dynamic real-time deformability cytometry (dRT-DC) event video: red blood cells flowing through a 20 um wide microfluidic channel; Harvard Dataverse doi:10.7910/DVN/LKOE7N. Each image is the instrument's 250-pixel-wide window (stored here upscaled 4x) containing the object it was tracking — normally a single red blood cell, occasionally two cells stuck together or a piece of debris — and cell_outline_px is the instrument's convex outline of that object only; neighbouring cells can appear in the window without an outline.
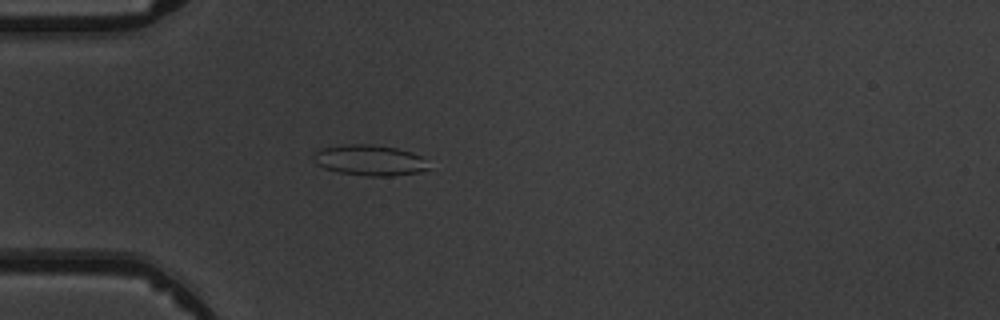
{"species": "common noctule bat (a hibernating species)", "species_latin": "Nyctalus noctula", "temperature_condition": "warm", "stored_images_in_passage": 5, "camera_frame_rate_fps": 3000, "um_per_image_px": 0.085, "animal": {"sex": "male", "body_mass_g": 19.5, "forearm_length_mm": 54.6}, "frame": {"image": 1, "passage_image": 5, "time_ms": 4.667, "image_size_px": [1000, 320], "cell_outline_px": [[428, 168], [420, 172], [392, 176], [368, 176], [340, 172], [324, 168], [316, 164], [312, 160], [312, 152], [324, 148], [344, 144], [372, 144], [396, 148], [412, 152], [420, 156]], "centroid_in_image_um": [31.35, 13.61], "position_along_channel_um": 53.6, "area_um2": 20.52}}